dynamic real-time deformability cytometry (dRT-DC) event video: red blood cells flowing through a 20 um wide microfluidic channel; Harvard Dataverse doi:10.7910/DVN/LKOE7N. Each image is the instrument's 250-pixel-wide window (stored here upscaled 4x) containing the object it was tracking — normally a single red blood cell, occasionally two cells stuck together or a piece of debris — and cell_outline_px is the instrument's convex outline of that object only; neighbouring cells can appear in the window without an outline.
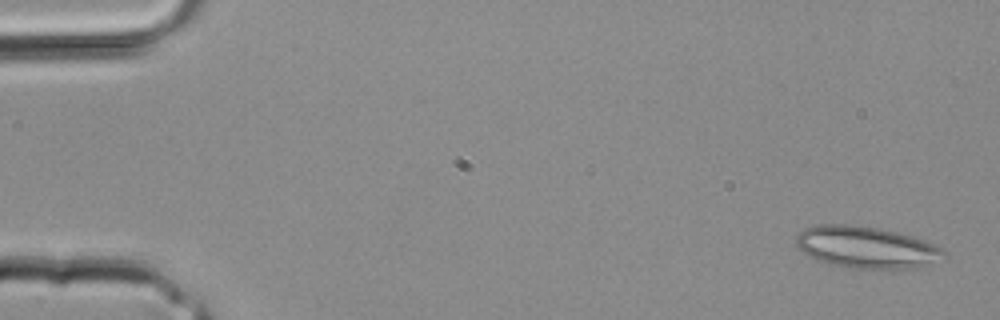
{"species": "common noctule bat (a hibernating species)", "species_latin": "Nyctalus noctula", "temperature_condition": "room temperature", "stored_images_in_passage": 2, "camera_frame_rate_fps": 3000, "um_per_image_px": 0.085, "animal": {"sex": "male", "body_mass_g": 20.4}, "frame": {"image": 1, "passage_image": 1, "time_ms": 0.0, "image_size_px": [1000, 320], "cell_outline_px": [[948, 256], [916, 268], [856, 268], [828, 264], [816, 260], [804, 252], [796, 244], [796, 236], [804, 228], [816, 224], [856, 224], [880, 228], [912, 236], [924, 240], [940, 248]], "centroid_in_image_um": [73.6, 21.0], "position_along_channel_um": 11.4, "area_um2": 35.84}}